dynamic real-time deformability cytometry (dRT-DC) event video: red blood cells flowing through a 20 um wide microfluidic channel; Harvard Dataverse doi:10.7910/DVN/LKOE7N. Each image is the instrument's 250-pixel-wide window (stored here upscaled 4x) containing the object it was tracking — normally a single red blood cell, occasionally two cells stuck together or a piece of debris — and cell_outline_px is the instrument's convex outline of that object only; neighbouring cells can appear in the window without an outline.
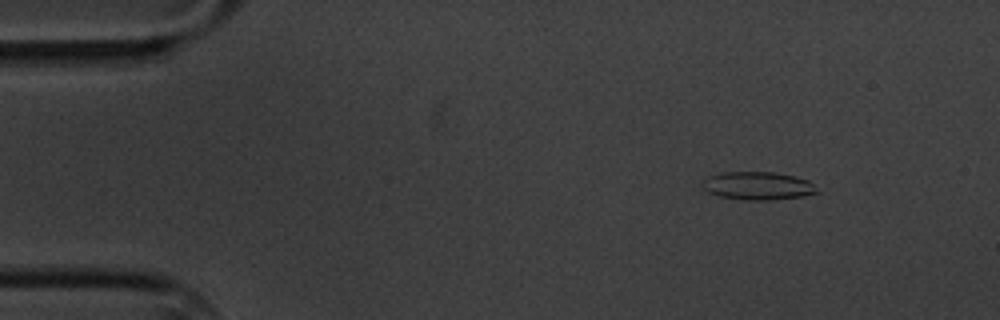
{"species": "common noctule bat (a hibernating species)", "species_latin": "Nyctalus noctula", "temperature_condition": "cold", "stored_images_in_passage": 8, "camera_frame_rate_fps": 3000, "um_per_image_px": 0.085, "animal": {"sex": "male", "body_mass_g": 20.1, "forearm_length_mm": 53.5}, "frame": {"image": 1, "passage_image": 3, "time_ms": 2.0, "image_size_px": [1000, 320], "cell_outline_px": [[820, 192], [804, 196], [768, 200], [744, 200], [720, 196], [708, 192], [704, 188], [704, 180], [708, 176], [720, 172], [772, 172], [796, 176], [808, 180]], "centroid_in_image_um": [64.44, 15.79], "position_along_channel_um": 20.6, "area_um2": 18.67}}
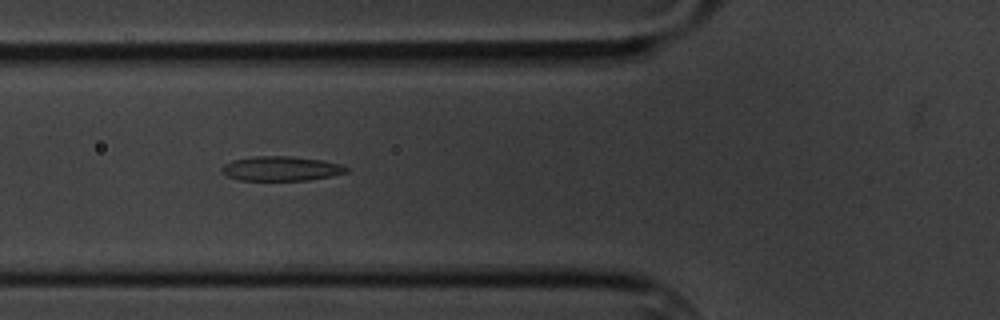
{"frame": {"image": 2, "passage_image": 7, "time_ms": 6.667, "image_size_px": [1000, 320], "cell_outline_px": [[348, 172], [332, 176], [308, 180], [240, 180], [228, 176], [220, 172], [220, 168], [224, 164], [232, 160], [252, 156], [292, 156], [324, 160], [344, 164], [348, 168]], "centroid_in_image_um": [23.91, 14.32], "position_along_channel_um": 101.9, "area_um2": 18.09}}
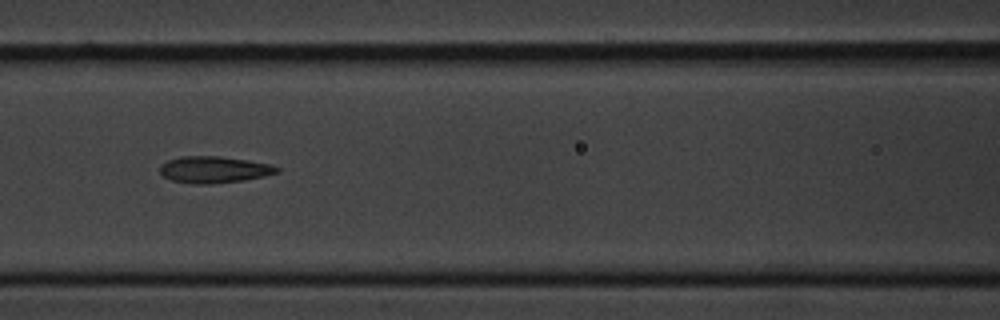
{"frame": {"image": 3, "passage_image": 8, "time_ms": 8.0, "image_size_px": [1000, 320], "cell_outline_px": [[280, 172], [264, 176], [244, 180], [208, 184], [196, 184], [172, 180], [164, 176], [160, 172], [160, 164], [168, 160], [180, 156], [220, 156], [248, 160], [272, 164], [280, 168]], "centroid_in_image_um": [18.22, 14.41], "position_along_channel_um": 148.4, "area_um2": 18.21}}